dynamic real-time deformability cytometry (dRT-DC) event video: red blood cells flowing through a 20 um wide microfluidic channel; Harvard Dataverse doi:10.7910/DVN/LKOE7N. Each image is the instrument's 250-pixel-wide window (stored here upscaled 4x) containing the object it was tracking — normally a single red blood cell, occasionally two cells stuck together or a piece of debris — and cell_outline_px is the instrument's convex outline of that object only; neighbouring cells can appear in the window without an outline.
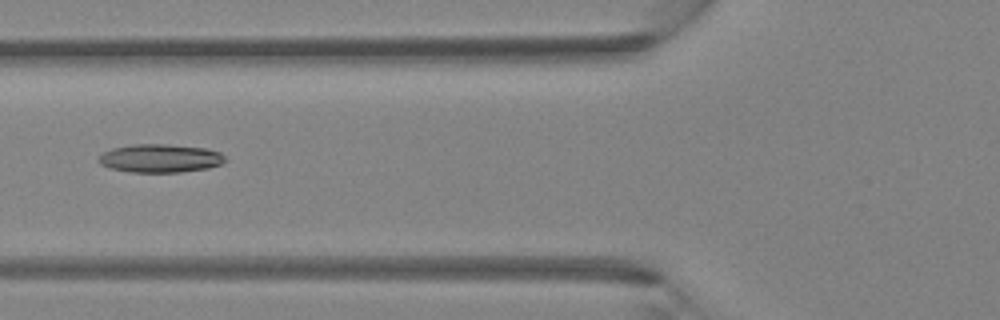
{"species": "Egyptian fruit bat (a non-hibernating species)", "species_latin": "Rousettus aegyptiacus", "temperature_condition": "room temperature", "stored_images_in_passage": 6, "camera_frame_rate_fps": 3000, "um_per_image_px": 0.085, "animal": {"sex": "female"}, "frame": {"image": 1, "passage_image": 5, "time_ms": 1.333, "image_size_px": [1000, 320], "cell_outline_px": [[228, 160], [220, 164], [208, 168], [180, 172], [132, 172], [108, 168], [100, 164], [96, 160], [104, 152], [112, 148], [132, 144], [168, 144], [204, 148], [220, 152]], "centroid_in_image_um": [13.6, 13.45], "position_along_channel_um": 112.2, "area_um2": 20.98}}
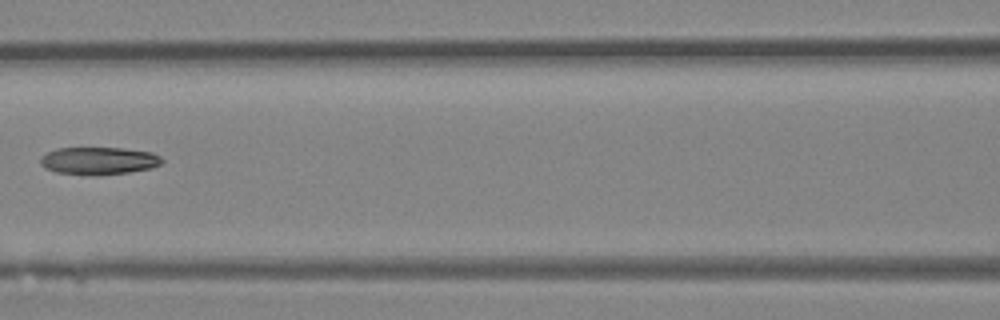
{"frame": {"image": 2, "passage_image": 6, "time_ms": 1.667, "image_size_px": [1000, 320], "cell_outline_px": [[164, 160], [160, 164], [152, 168], [128, 172], [96, 176], [56, 172], [44, 168], [40, 164], [40, 156], [56, 148], [124, 148], [152, 152], [160, 156]], "centroid_in_image_um": [8.38, 13.67], "position_along_channel_um": 158.2, "area_um2": 19.71}}